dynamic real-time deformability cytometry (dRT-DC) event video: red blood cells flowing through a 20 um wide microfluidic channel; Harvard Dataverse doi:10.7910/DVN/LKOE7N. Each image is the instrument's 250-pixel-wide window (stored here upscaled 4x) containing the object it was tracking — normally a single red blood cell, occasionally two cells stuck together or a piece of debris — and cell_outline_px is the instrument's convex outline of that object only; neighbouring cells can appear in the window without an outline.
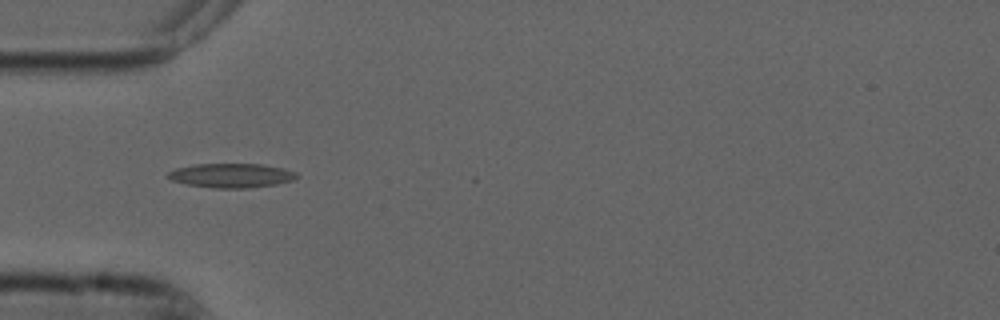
{"species": "common noctule bat (a hibernating species)", "species_latin": "Nyctalus noctula", "temperature_condition": "cold", "stored_images_in_passage": 40, "camera_frame_rate_fps": 3000, "um_per_image_px": 0.085, "animal": {"sex": "male", "forearm_length_mm": 52.5}, "frame": {"image": 1, "passage_image": 3, "time_ms": 0.667, "image_size_px": [1000, 320], "cell_outline_px": [[296, 176], [292, 180], [276, 184], [252, 188], [212, 188], [188, 184], [172, 180], [168, 176], [168, 172], [176, 168], [196, 164], [260, 164], [284, 168], [296, 172]], "centroid_in_image_um": [19.67, 14.92], "position_along_channel_um": 65.3, "area_um2": 18.03}}
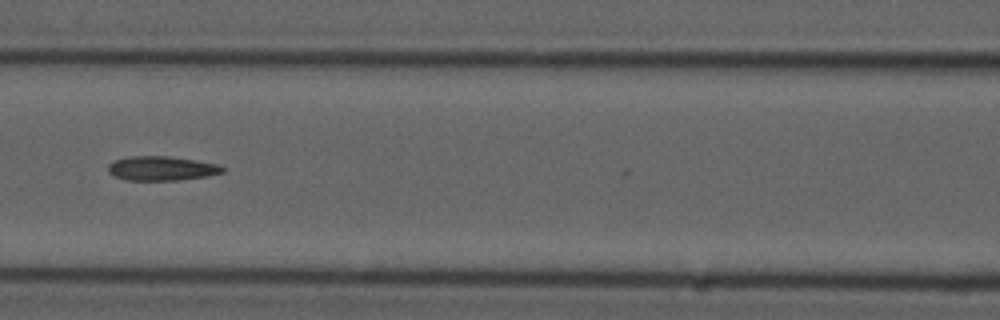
{"frame": {"image": 2, "passage_image": 10, "time_ms": 3.0, "image_size_px": [1000, 320], "cell_outline_px": [[224, 172], [208, 176], [180, 180], [124, 180], [108, 172], [108, 164], [112, 160], [128, 156], [168, 156], [220, 164], [224, 168]], "centroid_in_image_um": [13.72, 14.31], "position_along_channel_um": 152.9, "area_um2": 16.36}}
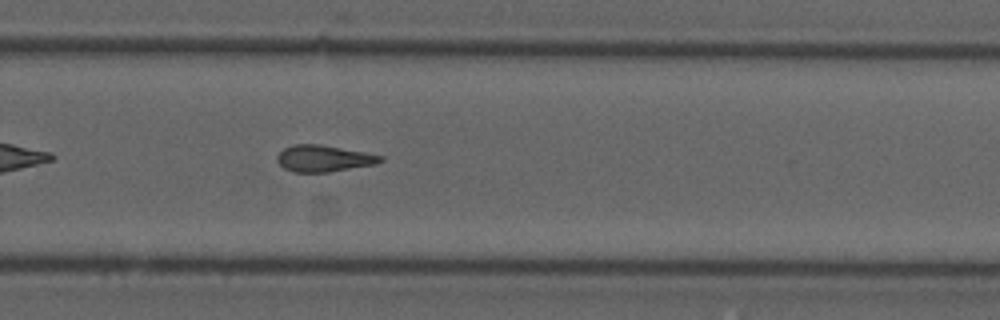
{"frame": {"image": 3, "passage_image": 22, "time_ms": 7.0, "image_size_px": [1000, 320], "cell_outline_px": [[384, 160], [376, 164], [328, 172], [292, 172], [284, 168], [276, 160], [276, 156], [284, 148], [292, 144], [320, 144], [364, 152], [384, 156]], "centroid_in_image_um": [27.5, 13.46], "position_along_channel_um": 302.3, "area_um2": 16.01}, "authors_computed_cell_mechanics": {"area_um2": 16.0106, "velocity_mm_per_s": 3.7461, "shape_relaxation_time_tau1_ms": null, "shape_relaxation_time_tau2_ms": 5.6676, "deformation_change_tau1": null, "deformation_change_tau2": 0.1746}}